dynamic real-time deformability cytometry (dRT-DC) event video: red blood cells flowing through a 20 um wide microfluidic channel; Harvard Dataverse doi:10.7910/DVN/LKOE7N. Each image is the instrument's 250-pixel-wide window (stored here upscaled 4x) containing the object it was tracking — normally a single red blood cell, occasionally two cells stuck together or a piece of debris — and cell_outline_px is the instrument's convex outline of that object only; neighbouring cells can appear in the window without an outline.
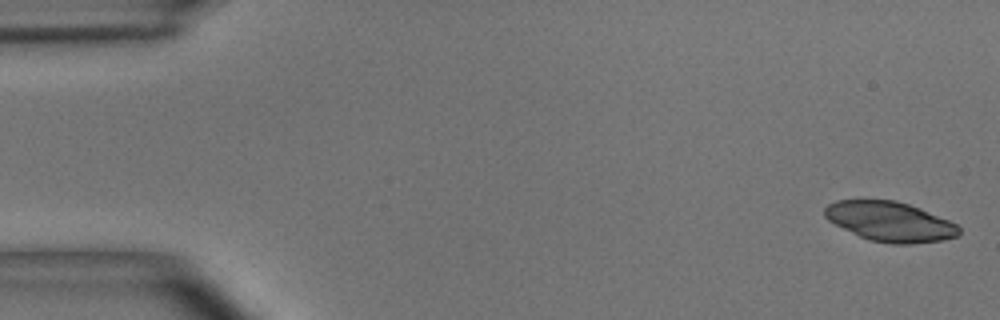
{"species": "common noctule bat (a hibernating species)", "species_latin": "Nyctalus noctula", "temperature_condition": "room temperature", "stored_images_in_passage": 6, "segment_of_instrument_passage": [1, 2], "camera_frame_rate_fps": 3000, "um_per_image_px": 0.085, "animal": {"sex": "male", "body_mass_g": 15.6}, "frame": {"image": 1, "passage_image": 1, "time_ms": 0.0, "image_size_px": [1000, 320], "cell_outline_px": [[960, 232], [956, 236], [940, 240], [912, 244], [892, 244], [868, 240], [828, 220], [824, 216], [824, 208], [828, 204], [836, 200], [896, 200], [920, 208], [948, 220], [956, 224], [960, 228]], "centroid_in_image_um": [75.63, 18.83], "position_along_channel_um": 9.4, "area_um2": 30.87}}